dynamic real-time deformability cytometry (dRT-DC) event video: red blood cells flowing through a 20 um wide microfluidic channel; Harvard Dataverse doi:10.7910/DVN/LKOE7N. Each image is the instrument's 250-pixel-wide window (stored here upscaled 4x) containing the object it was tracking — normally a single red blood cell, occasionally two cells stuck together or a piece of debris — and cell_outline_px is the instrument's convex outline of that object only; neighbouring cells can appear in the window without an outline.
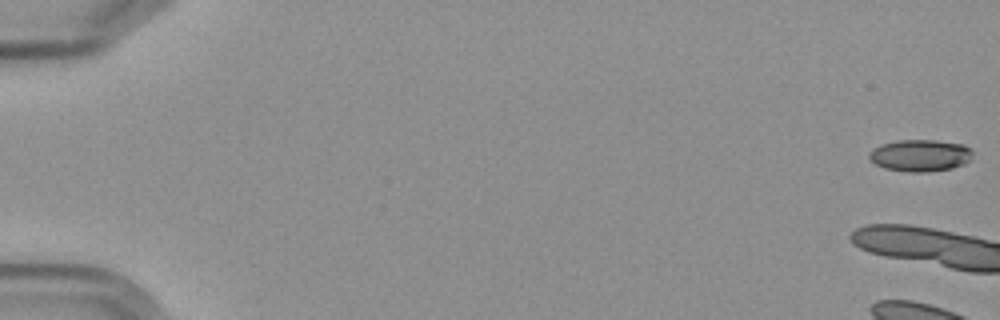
{"species": "Egyptian fruit bat (a non-hibernating species)", "species_latin": "Rousettus aegyptiacus", "temperature_condition": "cold", "stored_images_in_passage": 12, "camera_frame_rate_fps": 3000, "um_per_image_px": 0.085, "frame": {"image": 1, "passage_image": 1, "time_ms": 0.0, "image_size_px": [1000, 320], "cell_outline_px": [[972, 160], [964, 164], [952, 168], [928, 172], [908, 172], [884, 168], [868, 160], [868, 152], [872, 148], [880, 144], [896, 140], [936, 140], [964, 144], [972, 148]], "centroid_in_image_um": [78.21, 13.21], "position_along_channel_um": 6.8, "area_um2": 19.71}}